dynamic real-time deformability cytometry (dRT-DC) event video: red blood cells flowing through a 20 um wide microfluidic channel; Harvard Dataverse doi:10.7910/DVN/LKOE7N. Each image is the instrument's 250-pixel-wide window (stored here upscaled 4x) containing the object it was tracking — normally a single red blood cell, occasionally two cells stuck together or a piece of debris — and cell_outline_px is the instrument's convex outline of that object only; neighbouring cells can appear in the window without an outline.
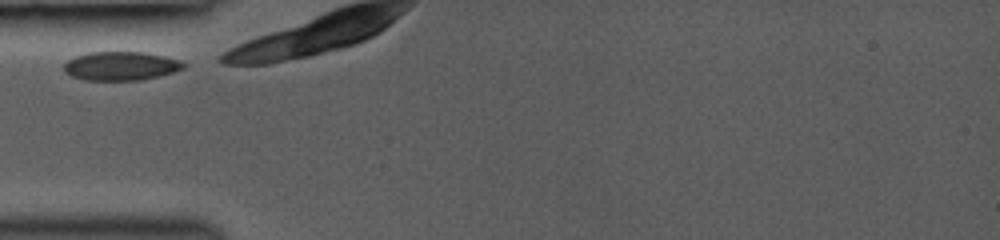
{"species": "common noctule bat (a hibernating species)", "species_latin": "Nyctalus noctula", "temperature_condition": "room temperature", "stored_images_in_passage": 3, "camera_frame_rate_fps": 3000, "um_per_image_px": 0.085, "animal": {"sex": "female", "body_mass_g": 19.0, "forearm_length_mm": 53.3}, "frame": {"image": 1, "passage_image": 1, "time_ms": 0.0, "image_size_px": [1000, 240], "cell_outline_px": [[188, 64], [184, 68], [172, 72], [140, 80], [84, 80], [72, 76], [64, 72], [64, 64], [68, 60], [76, 56], [88, 52], [144, 52], [164, 56], [180, 60]], "centroid_in_image_um": [10.27, 5.6], "position_along_channel_um": 74.7, "area_um2": 20.0}}